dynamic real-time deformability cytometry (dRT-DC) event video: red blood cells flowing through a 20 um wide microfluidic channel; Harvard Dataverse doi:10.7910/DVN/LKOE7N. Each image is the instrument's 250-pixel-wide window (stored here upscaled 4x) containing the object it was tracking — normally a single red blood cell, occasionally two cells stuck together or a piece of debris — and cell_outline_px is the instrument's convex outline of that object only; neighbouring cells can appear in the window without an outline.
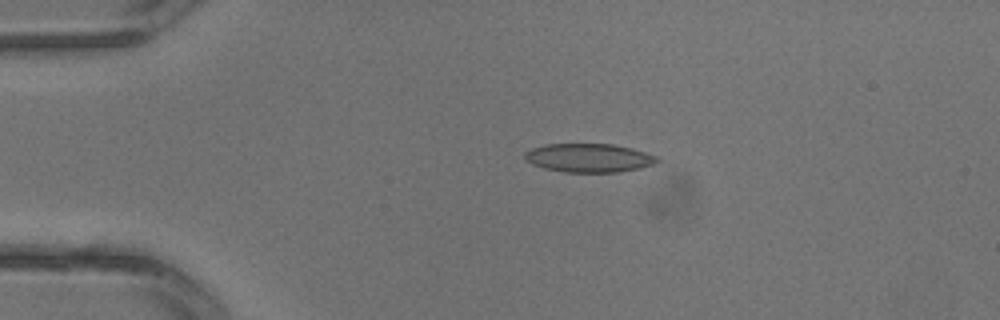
{"species": "common noctule bat (a hibernating species)", "species_latin": "Nyctalus noctula", "temperature_condition": "warm", "stored_images_in_passage": 3, "camera_frame_rate_fps": 3000, "um_per_image_px": 0.085, "animal": {"sex": "male", "body_mass_g": 13.3}, "frame": {"image": 1, "passage_image": 3, "time_ms": 0.667, "image_size_px": [1000, 320], "cell_outline_px": [[660, 160], [656, 164], [640, 168], [616, 172], [564, 172], [544, 168], [532, 164], [524, 160], [524, 152], [532, 148], [544, 144], [612, 144], [632, 148], [656, 156]], "centroid_in_image_um": [50.04, 13.42], "position_along_channel_um": 35.0, "area_um2": 22.2}}